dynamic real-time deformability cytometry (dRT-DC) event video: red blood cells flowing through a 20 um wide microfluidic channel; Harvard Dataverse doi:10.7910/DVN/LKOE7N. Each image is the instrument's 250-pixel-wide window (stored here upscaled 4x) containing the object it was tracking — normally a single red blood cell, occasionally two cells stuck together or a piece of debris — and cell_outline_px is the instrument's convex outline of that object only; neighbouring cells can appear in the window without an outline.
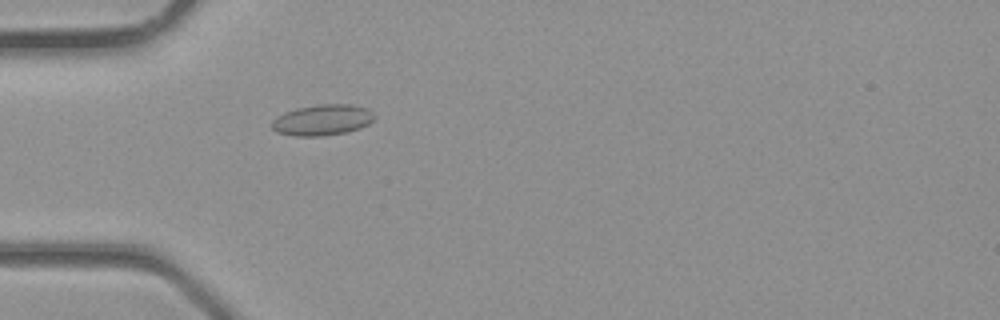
{"species": "common noctule bat (a hibernating species)", "species_latin": "Nyctalus noctula", "temperature_condition": "room temperature", "stored_images_in_passage": 2, "camera_frame_rate_fps": 3000, "um_per_image_px": 0.085, "animal": {"sex": "male", "body_mass_g": 23.1, "forearm_length_mm": 52.7}, "frame": {"image": 1, "passage_image": 2, "time_ms": 0.333, "image_size_px": [1000, 320], "cell_outline_px": [[376, 116], [368, 124], [360, 128], [348, 132], [320, 136], [296, 136], [276, 132], [272, 128], [272, 120], [276, 116], [284, 112], [296, 108], [320, 104], [352, 104], [364, 108], [372, 112]], "centroid_in_image_um": [27.38, 10.2], "position_along_channel_um": 57.6, "area_um2": 18.5}}